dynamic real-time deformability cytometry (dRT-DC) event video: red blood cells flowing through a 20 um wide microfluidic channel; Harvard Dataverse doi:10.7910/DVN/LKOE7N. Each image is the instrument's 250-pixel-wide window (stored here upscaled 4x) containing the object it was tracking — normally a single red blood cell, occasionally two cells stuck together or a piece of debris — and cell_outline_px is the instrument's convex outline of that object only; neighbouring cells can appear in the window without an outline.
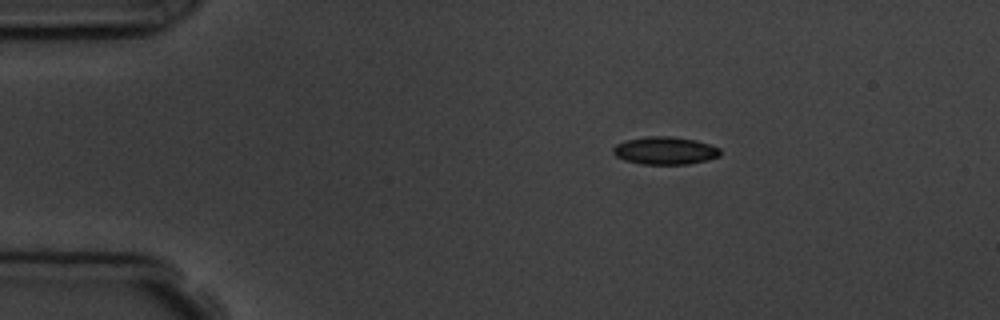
{"species": "common noctule bat (a hibernating species)", "species_latin": "Nyctalus noctula", "temperature_condition": "room temperature", "stored_images_in_passage": 4, "camera_frame_rate_fps": 3000, "um_per_image_px": 0.085, "animal": {"sex": "male", "body_mass_g": 19.5, "forearm_length_mm": 54.6}, "frame": {"image": 1, "passage_image": 1, "time_ms": 0.0, "image_size_px": [1000, 320], "cell_outline_px": [[720, 156], [708, 160], [688, 164], [640, 164], [624, 160], [616, 156], [612, 152], [612, 148], [616, 144], [628, 140], [648, 136], [672, 136], [696, 140], [720, 148]], "centroid_in_image_um": [56.53, 12.8], "position_along_channel_um": 28.5, "area_um2": 17.34}}
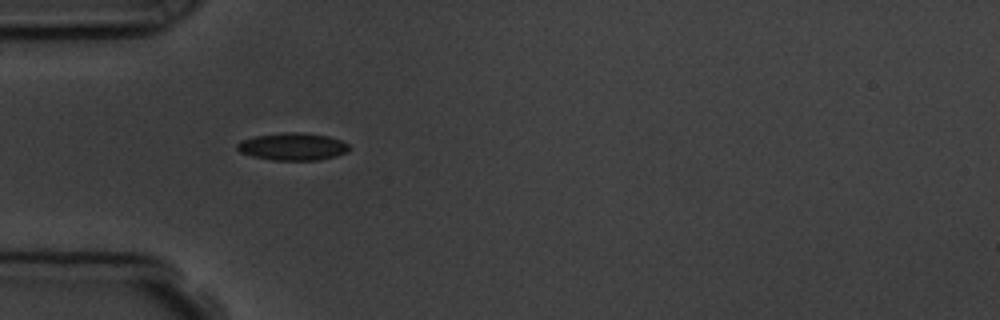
{"frame": {"image": 2, "passage_image": 3, "time_ms": 2.333, "image_size_px": [1000, 320], "cell_outline_px": [[352, 148], [348, 152], [336, 156], [320, 160], [272, 160], [252, 156], [240, 152], [236, 148], [236, 144], [240, 140], [256, 136], [284, 132], [296, 132], [328, 136], [340, 140], [348, 144]], "centroid_in_image_um": [24.89, 12.47], "position_along_channel_um": 60.1, "area_um2": 17.98}}